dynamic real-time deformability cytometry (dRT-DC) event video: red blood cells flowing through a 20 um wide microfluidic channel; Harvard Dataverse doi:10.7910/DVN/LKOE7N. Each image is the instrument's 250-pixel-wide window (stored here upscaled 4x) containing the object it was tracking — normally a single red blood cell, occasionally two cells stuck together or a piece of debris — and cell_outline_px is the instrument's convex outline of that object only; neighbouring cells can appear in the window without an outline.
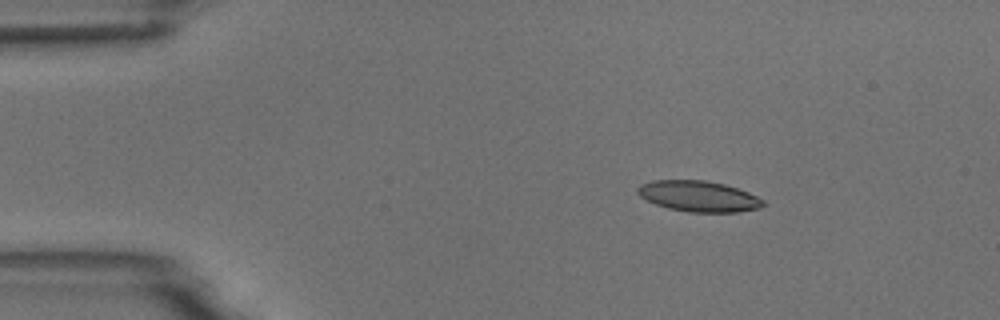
{"species": "common noctule bat (a hibernating species)", "species_latin": "Nyctalus noctula", "temperature_condition": "room temperature", "stored_images_in_passage": 4, "camera_frame_rate_fps": 3000, "um_per_image_px": 0.085, "animal": {"sex": "male", "body_mass_g": 18.8}, "frame": {"image": 1, "passage_image": 2, "time_ms": 1.333, "image_size_px": [1000, 320], "cell_outline_px": [[764, 204], [760, 208], [740, 212], [688, 212], [668, 208], [656, 204], [640, 196], [636, 192], [636, 188], [640, 184], [652, 180], [704, 180], [724, 184], [748, 192], [764, 200]], "centroid_in_image_um": [59.37, 16.68], "position_along_channel_um": 25.6, "area_um2": 22.54}}